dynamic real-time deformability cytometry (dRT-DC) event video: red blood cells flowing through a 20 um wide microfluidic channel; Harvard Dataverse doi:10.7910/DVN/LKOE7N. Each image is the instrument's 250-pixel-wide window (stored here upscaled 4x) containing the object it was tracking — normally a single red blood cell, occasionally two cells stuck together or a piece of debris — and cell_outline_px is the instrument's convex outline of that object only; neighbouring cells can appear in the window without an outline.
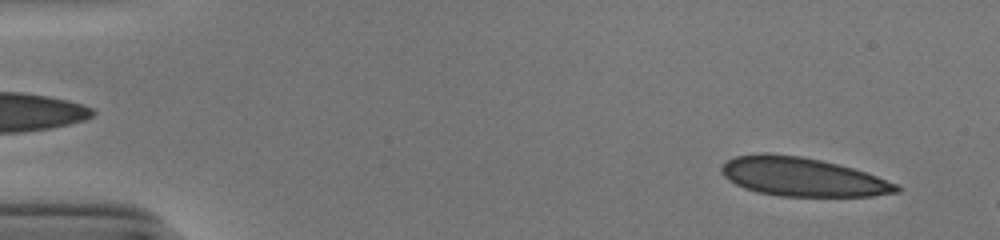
{"species": "human", "species_latin": "Homo sapiens", "temperature_condition": "cold", "stored_images_in_passage": 11, "camera_frame_rate_fps": 3000, "um_per_image_px": 0.085, "donor": {"sex": "male"}, "frame": {"image": 1, "passage_image": 3, "time_ms": 0.667, "image_size_px": [1000, 240], "cell_outline_px": [[900, 192], [872, 196], [780, 196], [756, 192], [744, 188], [728, 180], [720, 172], [720, 168], [728, 160], [736, 156], [760, 152], [768, 152], [800, 156], [820, 160], [852, 168], [876, 176], [896, 184], [900, 188]], "centroid_in_image_um": [68.15, 15.03], "position_along_channel_um": 16.9, "area_um2": 39.42}}